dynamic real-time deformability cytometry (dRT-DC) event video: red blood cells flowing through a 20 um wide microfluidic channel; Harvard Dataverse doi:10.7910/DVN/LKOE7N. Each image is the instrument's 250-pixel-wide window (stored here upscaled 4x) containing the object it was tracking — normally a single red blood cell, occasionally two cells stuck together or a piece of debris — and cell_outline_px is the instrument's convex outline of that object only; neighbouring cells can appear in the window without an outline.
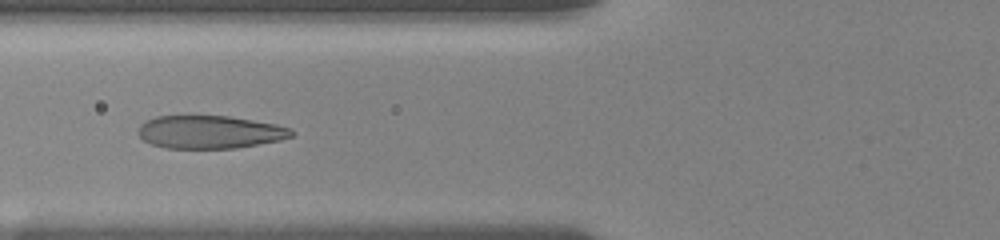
{"species": "human", "species_latin": "Homo sapiens", "temperature_condition": "room temperature", "stored_images_in_passage": 44, "camera_frame_rate_fps": 3000, "um_per_image_px": 0.085, "donor": {"sex": "female"}, "frame": {"image": 1, "passage_image": 11, "time_ms": 1.667, "image_size_px": [1000, 240], "cell_outline_px": [[296, 132], [292, 136], [280, 140], [236, 148], [164, 148], [152, 144], [144, 140], [136, 132], [140, 124], [144, 120], [156, 116], [188, 112], [228, 116], [276, 124], [292, 128]], "centroid_in_image_um": [17.76, 11.17], "position_along_channel_um": 108.0, "area_um2": 30.63}}
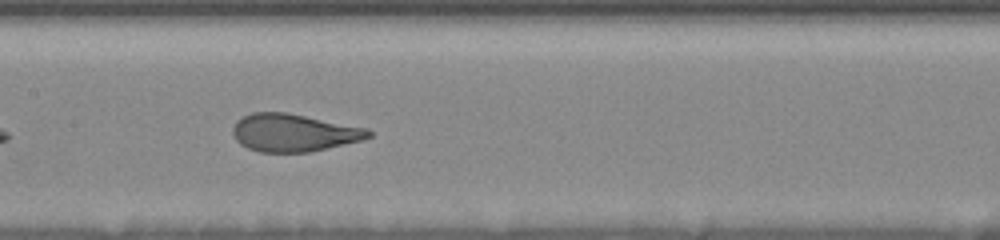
{"frame": {"image": 2, "passage_image": 21, "time_ms": 3.667, "image_size_px": [1000, 240], "cell_outline_px": [[372, 136], [364, 140], [308, 152], [260, 152], [248, 148], [240, 144], [236, 140], [232, 132], [232, 128], [236, 120], [252, 112], [288, 112], [368, 128], [372, 132]], "centroid_in_image_um": [24.97, 11.27], "position_along_channel_um": 182.4, "area_um2": 30.0}}
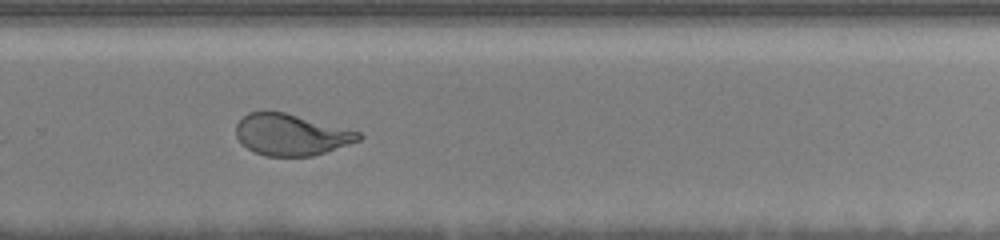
{"frame": {"image": 3, "passage_image": 38, "time_ms": 7.0, "image_size_px": [1000, 240], "cell_outline_px": [[364, 136], [360, 140], [312, 156], [264, 156], [248, 148], [236, 136], [236, 124], [248, 112], [284, 112], [360, 132]], "centroid_in_image_um": [24.74, 11.45], "position_along_channel_um": 305.1, "area_um2": 29.07}}